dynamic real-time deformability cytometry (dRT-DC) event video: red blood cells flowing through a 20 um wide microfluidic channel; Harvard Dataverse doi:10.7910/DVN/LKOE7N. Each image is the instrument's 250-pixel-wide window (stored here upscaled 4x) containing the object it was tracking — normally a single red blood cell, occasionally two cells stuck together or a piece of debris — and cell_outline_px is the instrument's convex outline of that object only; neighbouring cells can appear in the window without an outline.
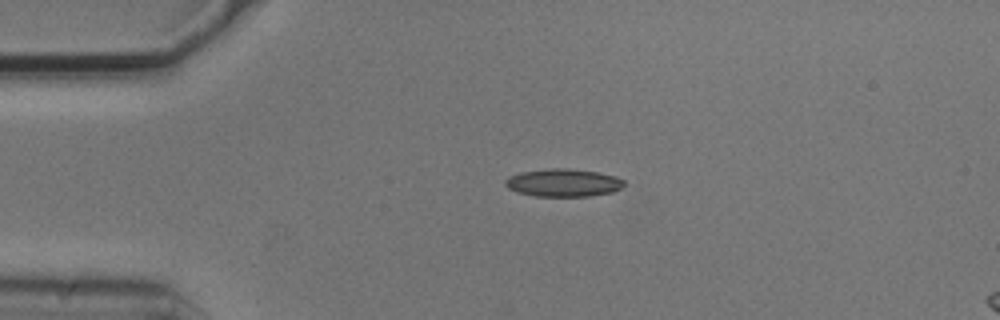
{"species": "common noctule bat (a hibernating species)", "species_latin": "Nyctalus noctula", "temperature_condition": "cold", "stored_images_in_passage": 2, "camera_frame_rate_fps": 3000, "um_per_image_px": 0.085, "animal": {"sex": "male", "body_mass_g": 20.5, "forearm_length_mm": 52.5}, "frame": {"image": 1, "passage_image": 1, "time_ms": 0.0, "image_size_px": [1000, 320], "cell_outline_px": [[624, 184], [620, 188], [612, 192], [588, 196], [536, 196], [516, 192], [508, 188], [504, 184], [504, 180], [508, 176], [520, 172], [552, 168], [568, 168], [596, 172], [616, 176], [624, 180]], "centroid_in_image_um": [47.84, 15.53], "position_along_channel_um": 37.2, "area_um2": 19.25}}